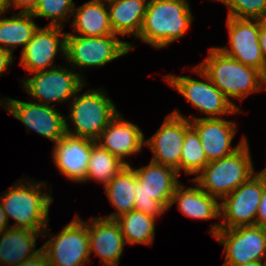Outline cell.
<instances>
[{
    "instance_id": "obj_11",
    "label": "cell",
    "mask_w": 266,
    "mask_h": 266,
    "mask_svg": "<svg viewBox=\"0 0 266 266\" xmlns=\"http://www.w3.org/2000/svg\"><path fill=\"white\" fill-rule=\"evenodd\" d=\"M55 235V236H54ZM41 246L49 266H86L90 245L86 221L76 215L58 234Z\"/></svg>"
},
{
    "instance_id": "obj_37",
    "label": "cell",
    "mask_w": 266,
    "mask_h": 266,
    "mask_svg": "<svg viewBox=\"0 0 266 266\" xmlns=\"http://www.w3.org/2000/svg\"><path fill=\"white\" fill-rule=\"evenodd\" d=\"M11 228V224H9L6 214L3 209V205L0 200V233L6 229Z\"/></svg>"
},
{
    "instance_id": "obj_15",
    "label": "cell",
    "mask_w": 266,
    "mask_h": 266,
    "mask_svg": "<svg viewBox=\"0 0 266 266\" xmlns=\"http://www.w3.org/2000/svg\"><path fill=\"white\" fill-rule=\"evenodd\" d=\"M63 30L62 27L46 25L35 31L20 55L19 65L28 73L27 76L60 66L54 63L58 54L65 58L67 32Z\"/></svg>"
},
{
    "instance_id": "obj_39",
    "label": "cell",
    "mask_w": 266,
    "mask_h": 266,
    "mask_svg": "<svg viewBox=\"0 0 266 266\" xmlns=\"http://www.w3.org/2000/svg\"><path fill=\"white\" fill-rule=\"evenodd\" d=\"M8 0H0V11H7Z\"/></svg>"
},
{
    "instance_id": "obj_6",
    "label": "cell",
    "mask_w": 266,
    "mask_h": 266,
    "mask_svg": "<svg viewBox=\"0 0 266 266\" xmlns=\"http://www.w3.org/2000/svg\"><path fill=\"white\" fill-rule=\"evenodd\" d=\"M256 173L248 140L233 154L209 162L192 178L202 190L221 201Z\"/></svg>"
},
{
    "instance_id": "obj_8",
    "label": "cell",
    "mask_w": 266,
    "mask_h": 266,
    "mask_svg": "<svg viewBox=\"0 0 266 266\" xmlns=\"http://www.w3.org/2000/svg\"><path fill=\"white\" fill-rule=\"evenodd\" d=\"M135 48L131 42L121 41L118 35L84 37L66 35L65 61L70 67L80 69L78 74L85 80L81 71L84 68H99L127 55ZM83 69V70H81Z\"/></svg>"
},
{
    "instance_id": "obj_24",
    "label": "cell",
    "mask_w": 266,
    "mask_h": 266,
    "mask_svg": "<svg viewBox=\"0 0 266 266\" xmlns=\"http://www.w3.org/2000/svg\"><path fill=\"white\" fill-rule=\"evenodd\" d=\"M114 34L138 37L146 14L147 0H106Z\"/></svg>"
},
{
    "instance_id": "obj_23",
    "label": "cell",
    "mask_w": 266,
    "mask_h": 266,
    "mask_svg": "<svg viewBox=\"0 0 266 266\" xmlns=\"http://www.w3.org/2000/svg\"><path fill=\"white\" fill-rule=\"evenodd\" d=\"M44 232L37 230L9 228L0 233V266H13L36 256L42 248L36 249L37 237Z\"/></svg>"
},
{
    "instance_id": "obj_30",
    "label": "cell",
    "mask_w": 266,
    "mask_h": 266,
    "mask_svg": "<svg viewBox=\"0 0 266 266\" xmlns=\"http://www.w3.org/2000/svg\"><path fill=\"white\" fill-rule=\"evenodd\" d=\"M74 0H39L37 6L31 12L34 18L41 17L49 19L47 26L64 28L69 23L75 8ZM65 23V24H64Z\"/></svg>"
},
{
    "instance_id": "obj_20",
    "label": "cell",
    "mask_w": 266,
    "mask_h": 266,
    "mask_svg": "<svg viewBox=\"0 0 266 266\" xmlns=\"http://www.w3.org/2000/svg\"><path fill=\"white\" fill-rule=\"evenodd\" d=\"M89 223V224H88ZM90 255L99 257L105 266H117L126 245L119 224L100 216L86 222Z\"/></svg>"
},
{
    "instance_id": "obj_17",
    "label": "cell",
    "mask_w": 266,
    "mask_h": 266,
    "mask_svg": "<svg viewBox=\"0 0 266 266\" xmlns=\"http://www.w3.org/2000/svg\"><path fill=\"white\" fill-rule=\"evenodd\" d=\"M190 124L200 137L208 162L233 154L247 140V136L244 135L236 146H232L237 132V125L234 120L198 118L190 120Z\"/></svg>"
},
{
    "instance_id": "obj_40",
    "label": "cell",
    "mask_w": 266,
    "mask_h": 266,
    "mask_svg": "<svg viewBox=\"0 0 266 266\" xmlns=\"http://www.w3.org/2000/svg\"><path fill=\"white\" fill-rule=\"evenodd\" d=\"M262 175H263V177L265 178V180H266V167L265 168H263L261 171H259Z\"/></svg>"
},
{
    "instance_id": "obj_16",
    "label": "cell",
    "mask_w": 266,
    "mask_h": 266,
    "mask_svg": "<svg viewBox=\"0 0 266 266\" xmlns=\"http://www.w3.org/2000/svg\"><path fill=\"white\" fill-rule=\"evenodd\" d=\"M229 46L219 47L223 53L244 65L266 74V62L259 45V20L227 17Z\"/></svg>"
},
{
    "instance_id": "obj_35",
    "label": "cell",
    "mask_w": 266,
    "mask_h": 266,
    "mask_svg": "<svg viewBox=\"0 0 266 266\" xmlns=\"http://www.w3.org/2000/svg\"><path fill=\"white\" fill-rule=\"evenodd\" d=\"M13 266H49V265L45 253L41 251L33 258L22 261Z\"/></svg>"
},
{
    "instance_id": "obj_33",
    "label": "cell",
    "mask_w": 266,
    "mask_h": 266,
    "mask_svg": "<svg viewBox=\"0 0 266 266\" xmlns=\"http://www.w3.org/2000/svg\"><path fill=\"white\" fill-rule=\"evenodd\" d=\"M14 55L0 47V76L4 75L5 72L9 74L10 70L8 67L14 63Z\"/></svg>"
},
{
    "instance_id": "obj_29",
    "label": "cell",
    "mask_w": 266,
    "mask_h": 266,
    "mask_svg": "<svg viewBox=\"0 0 266 266\" xmlns=\"http://www.w3.org/2000/svg\"><path fill=\"white\" fill-rule=\"evenodd\" d=\"M205 151L196 130L191 126L185 132L180 158V174L198 175L208 164Z\"/></svg>"
},
{
    "instance_id": "obj_26",
    "label": "cell",
    "mask_w": 266,
    "mask_h": 266,
    "mask_svg": "<svg viewBox=\"0 0 266 266\" xmlns=\"http://www.w3.org/2000/svg\"><path fill=\"white\" fill-rule=\"evenodd\" d=\"M104 189L110 204L116 211L107 216H102V218L115 220L119 216L134 210V169L131 164L125 165Z\"/></svg>"
},
{
    "instance_id": "obj_42",
    "label": "cell",
    "mask_w": 266,
    "mask_h": 266,
    "mask_svg": "<svg viewBox=\"0 0 266 266\" xmlns=\"http://www.w3.org/2000/svg\"><path fill=\"white\" fill-rule=\"evenodd\" d=\"M2 102H3V101H2V99H1V100H0V105H1L0 109H2Z\"/></svg>"
},
{
    "instance_id": "obj_10",
    "label": "cell",
    "mask_w": 266,
    "mask_h": 266,
    "mask_svg": "<svg viewBox=\"0 0 266 266\" xmlns=\"http://www.w3.org/2000/svg\"><path fill=\"white\" fill-rule=\"evenodd\" d=\"M62 66L35 72L27 79H20L23 90L34 99L32 101L51 106L70 102L87 83L78 71Z\"/></svg>"
},
{
    "instance_id": "obj_13",
    "label": "cell",
    "mask_w": 266,
    "mask_h": 266,
    "mask_svg": "<svg viewBox=\"0 0 266 266\" xmlns=\"http://www.w3.org/2000/svg\"><path fill=\"white\" fill-rule=\"evenodd\" d=\"M4 97L2 108L22 122L27 132L35 131L54 143L66 134L65 115L55 106Z\"/></svg>"
},
{
    "instance_id": "obj_2",
    "label": "cell",
    "mask_w": 266,
    "mask_h": 266,
    "mask_svg": "<svg viewBox=\"0 0 266 266\" xmlns=\"http://www.w3.org/2000/svg\"><path fill=\"white\" fill-rule=\"evenodd\" d=\"M193 20L188 0H148L137 39L162 49L183 38Z\"/></svg>"
},
{
    "instance_id": "obj_41",
    "label": "cell",
    "mask_w": 266,
    "mask_h": 266,
    "mask_svg": "<svg viewBox=\"0 0 266 266\" xmlns=\"http://www.w3.org/2000/svg\"><path fill=\"white\" fill-rule=\"evenodd\" d=\"M264 91H266V74L264 75Z\"/></svg>"
},
{
    "instance_id": "obj_1",
    "label": "cell",
    "mask_w": 266,
    "mask_h": 266,
    "mask_svg": "<svg viewBox=\"0 0 266 266\" xmlns=\"http://www.w3.org/2000/svg\"><path fill=\"white\" fill-rule=\"evenodd\" d=\"M21 179L12 184L8 190L1 192L0 200L7 220L9 222V218H12L15 221L11 228L44 232L45 239L47 238L45 235L50 231L48 217L54 200L51 196L52 191L43 189L48 186L47 182Z\"/></svg>"
},
{
    "instance_id": "obj_34",
    "label": "cell",
    "mask_w": 266,
    "mask_h": 266,
    "mask_svg": "<svg viewBox=\"0 0 266 266\" xmlns=\"http://www.w3.org/2000/svg\"><path fill=\"white\" fill-rule=\"evenodd\" d=\"M256 225L266 230V186L264 187L262 198L257 212Z\"/></svg>"
},
{
    "instance_id": "obj_12",
    "label": "cell",
    "mask_w": 266,
    "mask_h": 266,
    "mask_svg": "<svg viewBox=\"0 0 266 266\" xmlns=\"http://www.w3.org/2000/svg\"><path fill=\"white\" fill-rule=\"evenodd\" d=\"M225 254L222 266H240L266 261V230L257 225L220 229L214 236Z\"/></svg>"
},
{
    "instance_id": "obj_32",
    "label": "cell",
    "mask_w": 266,
    "mask_h": 266,
    "mask_svg": "<svg viewBox=\"0 0 266 266\" xmlns=\"http://www.w3.org/2000/svg\"><path fill=\"white\" fill-rule=\"evenodd\" d=\"M38 2L39 0H8L7 12H11L12 8L20 9V12H32Z\"/></svg>"
},
{
    "instance_id": "obj_31",
    "label": "cell",
    "mask_w": 266,
    "mask_h": 266,
    "mask_svg": "<svg viewBox=\"0 0 266 266\" xmlns=\"http://www.w3.org/2000/svg\"><path fill=\"white\" fill-rule=\"evenodd\" d=\"M228 7L227 17L239 19L266 18V0H221Z\"/></svg>"
},
{
    "instance_id": "obj_4",
    "label": "cell",
    "mask_w": 266,
    "mask_h": 266,
    "mask_svg": "<svg viewBox=\"0 0 266 266\" xmlns=\"http://www.w3.org/2000/svg\"><path fill=\"white\" fill-rule=\"evenodd\" d=\"M86 83L69 102V114L65 117L66 133L97 141L109 122L118 114L116 105L106 90L88 89L81 93ZM71 122L70 125L69 121ZM74 125V126H73ZM73 126V128H70Z\"/></svg>"
},
{
    "instance_id": "obj_21",
    "label": "cell",
    "mask_w": 266,
    "mask_h": 266,
    "mask_svg": "<svg viewBox=\"0 0 266 266\" xmlns=\"http://www.w3.org/2000/svg\"><path fill=\"white\" fill-rule=\"evenodd\" d=\"M191 182H194L196 186L186 188L181 182L176 186L169 209L177 204L180 212L189 218L220 219V201L202 190L193 179Z\"/></svg>"
},
{
    "instance_id": "obj_3",
    "label": "cell",
    "mask_w": 266,
    "mask_h": 266,
    "mask_svg": "<svg viewBox=\"0 0 266 266\" xmlns=\"http://www.w3.org/2000/svg\"><path fill=\"white\" fill-rule=\"evenodd\" d=\"M208 50L198 66L238 109L232 99L242 101L251 93L264 91V75L259 70L226 55L217 46Z\"/></svg>"
},
{
    "instance_id": "obj_38",
    "label": "cell",
    "mask_w": 266,
    "mask_h": 266,
    "mask_svg": "<svg viewBox=\"0 0 266 266\" xmlns=\"http://www.w3.org/2000/svg\"><path fill=\"white\" fill-rule=\"evenodd\" d=\"M240 266H266V261H251Z\"/></svg>"
},
{
    "instance_id": "obj_5",
    "label": "cell",
    "mask_w": 266,
    "mask_h": 266,
    "mask_svg": "<svg viewBox=\"0 0 266 266\" xmlns=\"http://www.w3.org/2000/svg\"><path fill=\"white\" fill-rule=\"evenodd\" d=\"M134 169V210L158 219L169 210L172 195L180 183L175 169L152 161Z\"/></svg>"
},
{
    "instance_id": "obj_7",
    "label": "cell",
    "mask_w": 266,
    "mask_h": 266,
    "mask_svg": "<svg viewBox=\"0 0 266 266\" xmlns=\"http://www.w3.org/2000/svg\"><path fill=\"white\" fill-rule=\"evenodd\" d=\"M193 72L203 80L191 76H177L168 74L164 76L168 85L173 87L193 108L199 110L204 117H185L188 120L198 118H223V116L241 113L238 109L211 81L210 77L198 66L193 67ZM190 118V119H189Z\"/></svg>"
},
{
    "instance_id": "obj_36",
    "label": "cell",
    "mask_w": 266,
    "mask_h": 266,
    "mask_svg": "<svg viewBox=\"0 0 266 266\" xmlns=\"http://www.w3.org/2000/svg\"><path fill=\"white\" fill-rule=\"evenodd\" d=\"M259 45L266 62V18L259 20Z\"/></svg>"
},
{
    "instance_id": "obj_9",
    "label": "cell",
    "mask_w": 266,
    "mask_h": 266,
    "mask_svg": "<svg viewBox=\"0 0 266 266\" xmlns=\"http://www.w3.org/2000/svg\"><path fill=\"white\" fill-rule=\"evenodd\" d=\"M266 180L256 172L231 194L220 201V220L211 225L209 233L214 237L220 229L256 225L257 212Z\"/></svg>"
},
{
    "instance_id": "obj_25",
    "label": "cell",
    "mask_w": 266,
    "mask_h": 266,
    "mask_svg": "<svg viewBox=\"0 0 266 266\" xmlns=\"http://www.w3.org/2000/svg\"><path fill=\"white\" fill-rule=\"evenodd\" d=\"M6 13L7 11H0V47L13 54L18 46H22L21 51L25 48L39 26L31 12L19 11L10 17H2Z\"/></svg>"
},
{
    "instance_id": "obj_27",
    "label": "cell",
    "mask_w": 266,
    "mask_h": 266,
    "mask_svg": "<svg viewBox=\"0 0 266 266\" xmlns=\"http://www.w3.org/2000/svg\"><path fill=\"white\" fill-rule=\"evenodd\" d=\"M115 221L119 224L126 244L152 245L155 237L156 218L136 210L125 213Z\"/></svg>"
},
{
    "instance_id": "obj_18",
    "label": "cell",
    "mask_w": 266,
    "mask_h": 266,
    "mask_svg": "<svg viewBox=\"0 0 266 266\" xmlns=\"http://www.w3.org/2000/svg\"><path fill=\"white\" fill-rule=\"evenodd\" d=\"M93 142L66 133L54 143L51 156L59 173L75 183H86Z\"/></svg>"
},
{
    "instance_id": "obj_22",
    "label": "cell",
    "mask_w": 266,
    "mask_h": 266,
    "mask_svg": "<svg viewBox=\"0 0 266 266\" xmlns=\"http://www.w3.org/2000/svg\"><path fill=\"white\" fill-rule=\"evenodd\" d=\"M72 17L70 22L74 32H67L66 35L84 37L116 35L110 26L106 0H90L78 7L75 5Z\"/></svg>"
},
{
    "instance_id": "obj_19",
    "label": "cell",
    "mask_w": 266,
    "mask_h": 266,
    "mask_svg": "<svg viewBox=\"0 0 266 266\" xmlns=\"http://www.w3.org/2000/svg\"><path fill=\"white\" fill-rule=\"evenodd\" d=\"M144 136L138 125L124 119L123 115L118 112L96 142L129 165L126 158L142 151L145 146Z\"/></svg>"
},
{
    "instance_id": "obj_14",
    "label": "cell",
    "mask_w": 266,
    "mask_h": 266,
    "mask_svg": "<svg viewBox=\"0 0 266 266\" xmlns=\"http://www.w3.org/2000/svg\"><path fill=\"white\" fill-rule=\"evenodd\" d=\"M191 127L190 120L179 111L168 114L159 129L145 140L153 156L151 161L172 167L180 176V158L185 132Z\"/></svg>"
},
{
    "instance_id": "obj_28",
    "label": "cell",
    "mask_w": 266,
    "mask_h": 266,
    "mask_svg": "<svg viewBox=\"0 0 266 266\" xmlns=\"http://www.w3.org/2000/svg\"><path fill=\"white\" fill-rule=\"evenodd\" d=\"M117 156L112 155L99 143H92V151L88 162L86 182L94 180L105 187L125 166Z\"/></svg>"
}]
</instances>
